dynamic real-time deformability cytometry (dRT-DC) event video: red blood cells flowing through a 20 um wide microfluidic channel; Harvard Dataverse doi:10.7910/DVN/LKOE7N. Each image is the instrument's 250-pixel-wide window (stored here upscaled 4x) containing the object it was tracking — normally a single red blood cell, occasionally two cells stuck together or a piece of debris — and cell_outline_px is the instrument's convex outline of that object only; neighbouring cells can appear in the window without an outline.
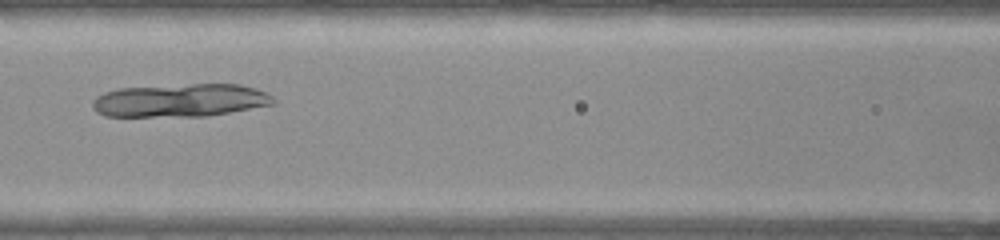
{"species": "common noctule bat (a hibernating species)", "species_latin": "Nyctalus noctula", "temperature_condition": "warm", "stored_images_in_passage": 48, "camera_frame_rate_fps": 3000, "um_per_image_px": 0.085, "animal": {"sex": "female", "body_mass_g": 22.0, "forearm_length_mm": 56.7}, "frame": {"image": 1, "passage_image": 18, "time_ms": 5.667, "image_size_px": [1000, 240], "cell_outline_px": [[276, 100], [272, 104], [208, 116], [104, 116], [96, 112], [92, 108], [92, 100], [96, 96], [104, 92], [120, 88], [192, 84], [240, 84], [256, 88], [272, 96]], "centroid_in_image_um": [15.28, 8.53], "position_along_channel_um": 151.3, "area_um2": 34.8}}